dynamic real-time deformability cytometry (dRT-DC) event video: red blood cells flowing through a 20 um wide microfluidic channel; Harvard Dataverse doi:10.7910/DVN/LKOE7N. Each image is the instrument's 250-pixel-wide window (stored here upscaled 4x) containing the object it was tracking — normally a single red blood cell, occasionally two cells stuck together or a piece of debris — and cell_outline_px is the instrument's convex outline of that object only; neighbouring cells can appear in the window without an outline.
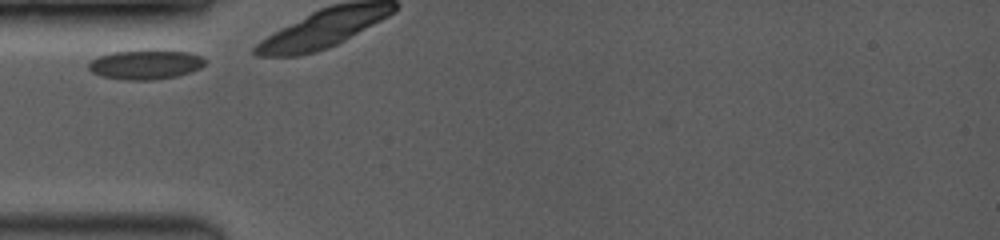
{"species": "common noctule bat (a hibernating species)", "species_latin": "Nyctalus noctula", "temperature_condition": "room temperature", "stored_images_in_passage": 20, "camera_frame_rate_fps": 3500, "um_per_image_px": 0.085, "animal": {"sex": "female", "body_mass_g": 19.0, "forearm_length_mm": 53.3}, "frame": {"image": 1, "passage_image": 1, "time_ms": 0.0, "image_size_px": [1000, 240], "cell_outline_px": [[204, 64], [200, 68], [176, 76], [152, 80], [124, 80], [100, 76], [92, 72], [88, 68], [88, 64], [92, 60], [100, 56], [112, 52], [152, 48], [188, 52], [200, 56], [204, 60]], "centroid_in_image_um": [12.34, 5.46], "position_along_channel_um": 72.7, "area_um2": 20.29}}